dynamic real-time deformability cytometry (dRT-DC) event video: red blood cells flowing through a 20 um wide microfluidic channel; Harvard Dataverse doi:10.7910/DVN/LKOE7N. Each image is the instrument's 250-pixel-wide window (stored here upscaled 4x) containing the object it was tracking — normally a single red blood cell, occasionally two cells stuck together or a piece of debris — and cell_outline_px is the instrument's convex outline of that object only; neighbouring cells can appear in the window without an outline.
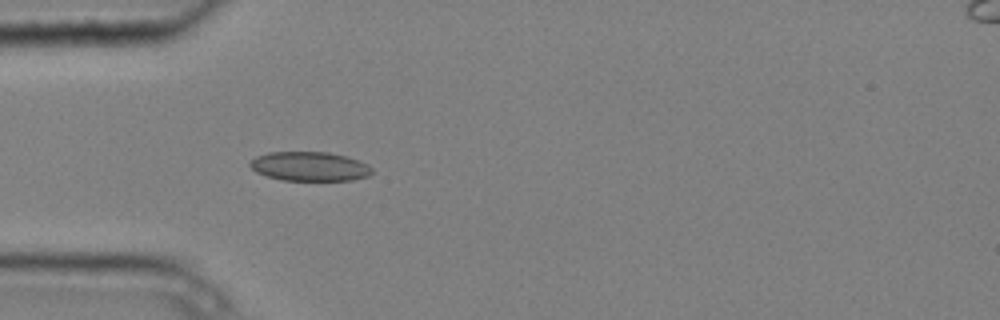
{"species": "common noctule bat (a hibernating species)", "species_latin": "Nyctalus noctula", "temperature_condition": "cold", "stored_images_in_passage": 3, "camera_frame_rate_fps": 3000, "um_per_image_px": 0.085, "animal": {"sex": "male", "body_mass_g": 20.4}, "frame": {"image": 1, "passage_image": 3, "time_ms": 0.667, "image_size_px": [1000, 320], "cell_outline_px": [[372, 172], [368, 176], [352, 180], [280, 180], [256, 172], [248, 164], [256, 156], [268, 152], [328, 152], [344, 156], [368, 164], [372, 168]], "centroid_in_image_um": [26.3, 14.14], "position_along_channel_um": 58.7, "area_um2": 20.63}}